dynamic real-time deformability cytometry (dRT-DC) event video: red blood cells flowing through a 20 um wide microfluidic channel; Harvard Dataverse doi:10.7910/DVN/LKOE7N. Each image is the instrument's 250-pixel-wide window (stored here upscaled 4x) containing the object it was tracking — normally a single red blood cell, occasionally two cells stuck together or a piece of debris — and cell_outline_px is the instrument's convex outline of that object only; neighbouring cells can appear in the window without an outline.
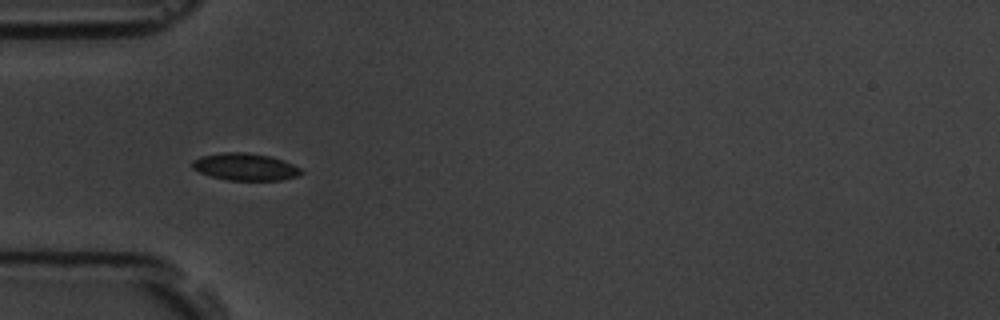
{"species": "common noctule bat (a hibernating species)", "species_latin": "Nyctalus noctula", "temperature_condition": "room temperature", "stored_images_in_passage": 10, "camera_frame_rate_fps": 3000, "um_per_image_px": 0.085, "animal": {"sex": "male", "body_mass_g": 19.5, "forearm_length_mm": 54.6}, "frame": {"image": 1, "passage_image": 4, "time_ms": 3.667, "image_size_px": [1000, 320], "cell_outline_px": [[304, 172], [300, 176], [280, 180], [228, 180], [212, 176], [200, 172], [192, 168], [192, 160], [200, 156], [224, 152], [248, 152], [272, 156], [284, 160], [300, 168]], "centroid_in_image_um": [20.87, 14.17], "position_along_channel_um": 64.1, "area_um2": 17.4}}
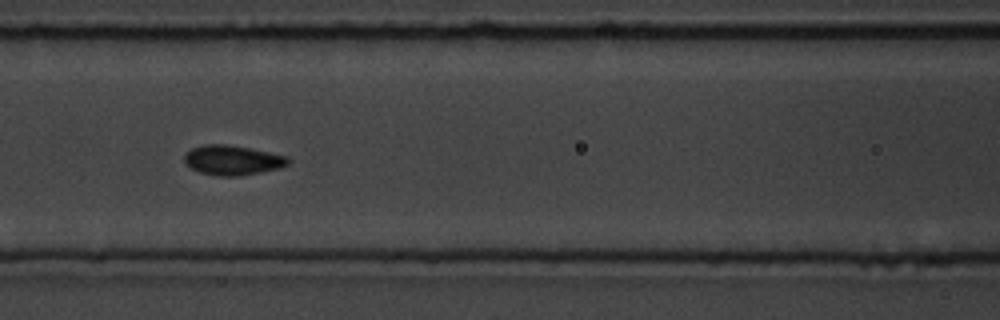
{"frame": {"image": 2, "passage_image": 6, "time_ms": 6.0, "image_size_px": [1000, 320], "cell_outline_px": [[292, 160], [288, 164], [280, 168], [240, 176], [216, 176], [200, 172], [192, 168], [184, 160], [184, 156], [192, 148], [204, 144], [224, 144], [248, 148], [288, 156]], "centroid_in_image_um": [19.79, 13.62], "position_along_channel_um": 146.8, "area_um2": 17.86}}
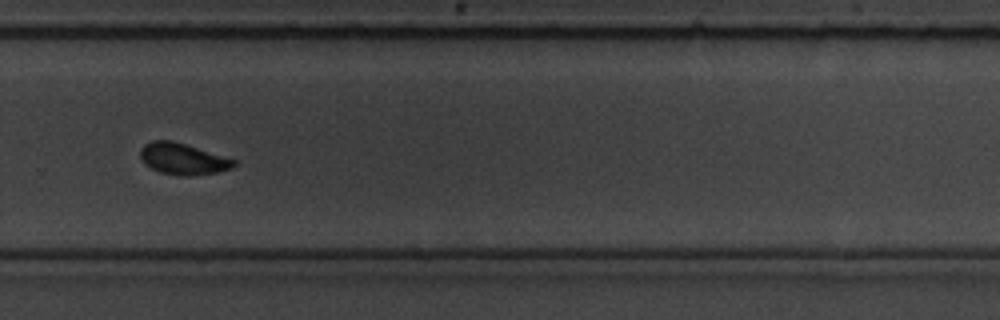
{"frame": {"image": 3, "passage_image": 10, "time_ms": 10.667, "image_size_px": [1000, 320], "cell_outline_px": [[236, 164], [232, 168], [216, 172], [188, 176], [160, 172], [144, 164], [140, 156], [140, 148], [144, 144], [152, 140], [172, 140], [236, 160]], "centroid_in_image_um": [15.51, 13.49], "position_along_channel_um": 314.3, "area_um2": 16.88}}